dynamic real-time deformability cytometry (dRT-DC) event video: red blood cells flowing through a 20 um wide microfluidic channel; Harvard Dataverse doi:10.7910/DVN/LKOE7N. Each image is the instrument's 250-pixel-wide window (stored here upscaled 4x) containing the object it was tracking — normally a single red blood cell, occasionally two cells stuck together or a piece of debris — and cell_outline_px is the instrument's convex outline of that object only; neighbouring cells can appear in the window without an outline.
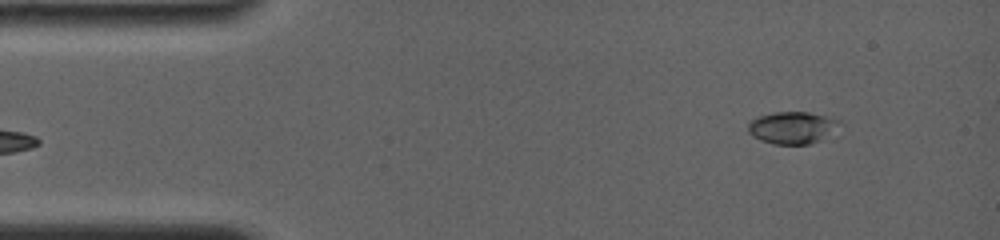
{"species": "common noctule bat (a hibernating species)", "species_latin": "Nyctalus noctula", "temperature_condition": "room temperature", "stored_images_in_passage": 3, "segment_of_instrument_passage": [2, 2], "camera_frame_rate_fps": 4000, "um_per_image_px": 0.085, "animal": {"sex": "female", "body_mass_g": 19.0, "forearm_length_mm": 56.7}, "frame": {"image": 1, "passage_image": 3, "time_ms": 2.5, "image_size_px": [1000, 240], "cell_outline_px": [[840, 120], [820, 140], [808, 144], [772, 144], [760, 140], [752, 136], [748, 132], [748, 124], [756, 116], [772, 112], [808, 112], [832, 116]], "centroid_in_image_um": [67.25, 10.83], "position_along_channel_um": 17.8, "area_um2": 16.88}}